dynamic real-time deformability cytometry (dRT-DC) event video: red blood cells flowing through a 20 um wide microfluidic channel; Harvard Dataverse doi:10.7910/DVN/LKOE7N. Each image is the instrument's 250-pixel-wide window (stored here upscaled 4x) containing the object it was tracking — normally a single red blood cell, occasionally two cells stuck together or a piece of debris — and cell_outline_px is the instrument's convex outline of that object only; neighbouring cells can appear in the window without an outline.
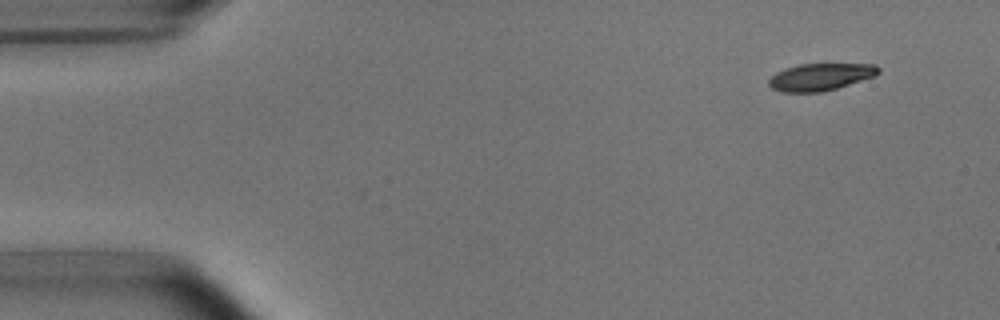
{"species": "common noctule bat (a hibernating species)", "species_latin": "Nyctalus noctula", "temperature_condition": "room temperature", "stored_images_in_passage": 4, "camera_frame_rate_fps": 3000, "um_per_image_px": 0.085, "animal": {"sex": "male", "body_mass_g": 15.6}, "frame": {"image": 1, "passage_image": 1, "time_ms": 0.0, "image_size_px": [1000, 320], "cell_outline_px": [[880, 72], [876, 76], [836, 88], [820, 92], [780, 92], [772, 88], [768, 84], [768, 80], [776, 72], [784, 68], [800, 64], [876, 64], [880, 68]], "centroid_in_image_um": [69.74, 6.53], "position_along_channel_um": 15.3, "area_um2": 17.4}}
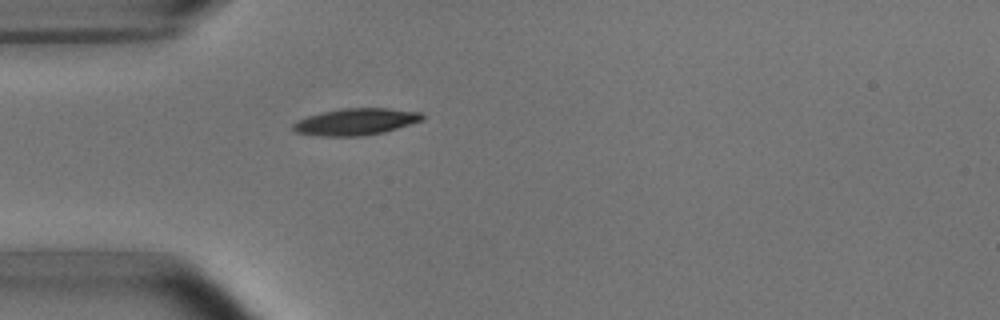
{"frame": {"image": 2, "passage_image": 4, "time_ms": 3.667, "image_size_px": [1000, 320], "cell_outline_px": [[424, 120], [384, 132], [360, 136], [320, 136], [296, 132], [292, 128], [292, 124], [296, 120], [320, 112], [340, 108], [388, 108], [420, 112], [424, 116]], "centroid_in_image_um": [30.23, 10.34], "position_along_channel_um": 54.8, "area_um2": 20.23}}